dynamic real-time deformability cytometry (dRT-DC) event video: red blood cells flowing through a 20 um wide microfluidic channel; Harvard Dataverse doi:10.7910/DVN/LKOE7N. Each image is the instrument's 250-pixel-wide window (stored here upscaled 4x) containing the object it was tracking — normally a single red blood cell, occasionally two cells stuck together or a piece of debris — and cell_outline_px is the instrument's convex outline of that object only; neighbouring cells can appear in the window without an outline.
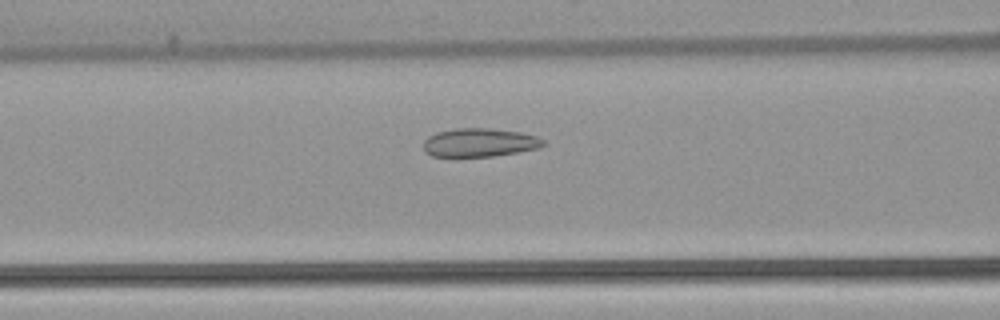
{"species": "common noctule bat (a hibernating species)", "species_latin": "Nyctalus noctula", "temperature_condition": "warm", "stored_images_in_passage": 51, "camera_frame_rate_fps": 3000, "um_per_image_px": 0.085, "animal": {"sex": "female", "body_mass_g": 22.7, "forearm_length_mm": 54.2}, "frame": {"image": 1, "passage_image": 20, "time_ms": 6.333, "image_size_px": [1000, 320], "cell_outline_px": [[548, 144], [536, 148], [516, 152], [492, 156], [456, 160], [432, 156], [424, 152], [424, 140], [428, 136], [436, 132], [456, 128], [492, 128], [520, 132], [536, 136], [544, 140]], "centroid_in_image_um": [40.68, 12.16], "position_along_channel_um": 125.9, "area_um2": 20.75}}
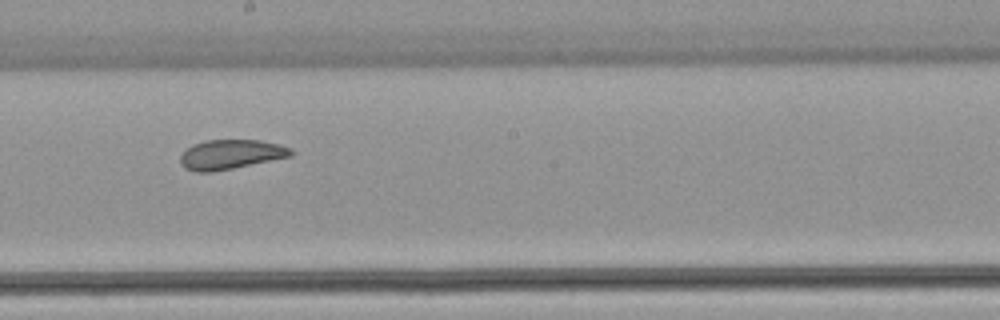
{"frame": {"image": 2, "passage_image": 28, "time_ms": 9.0, "image_size_px": [1000, 320], "cell_outline_px": [[292, 156], [212, 172], [196, 172], [184, 168], [180, 164], [180, 156], [192, 144], [204, 140], [260, 140], [292, 148]], "centroid_in_image_um": [19.57, 13.12], "position_along_channel_um": 228.6, "area_um2": 18.96}}
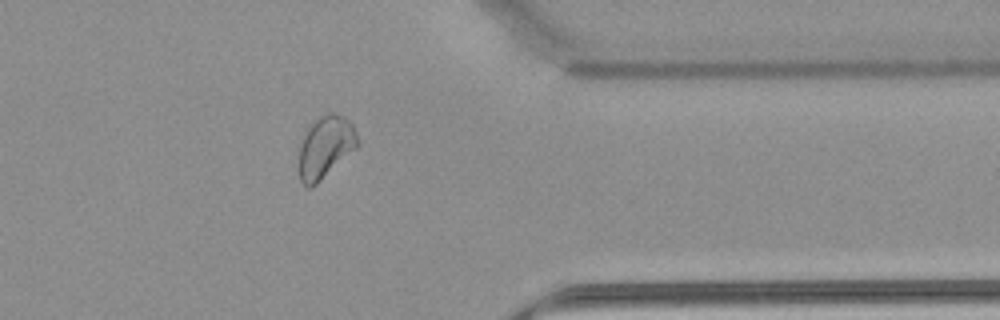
{"frame": {"image": 3, "passage_image": 41, "time_ms": 13.333, "image_size_px": [1000, 320], "cell_outline_px": [[360, 144], [356, 148], [316, 184], [308, 188], [300, 180], [300, 144], [304, 132], [308, 124], [320, 116], [328, 112], [332, 112], [344, 116], [352, 124], [356, 132]], "centroid_in_image_um": [27.66, 12.45], "position_along_channel_um": 383.7, "area_um2": 21.15}, "authors_computed_cell_mechanics": {"area_um2": 22.1952, "velocity_mm_per_s": 3.8681, "shape_relaxation_time_tau1_ms": null, "shape_relaxation_time_tau2_ms": 1.2935, "deformation_change_tau1": null, "deformation_change_tau2": 0.0615}}